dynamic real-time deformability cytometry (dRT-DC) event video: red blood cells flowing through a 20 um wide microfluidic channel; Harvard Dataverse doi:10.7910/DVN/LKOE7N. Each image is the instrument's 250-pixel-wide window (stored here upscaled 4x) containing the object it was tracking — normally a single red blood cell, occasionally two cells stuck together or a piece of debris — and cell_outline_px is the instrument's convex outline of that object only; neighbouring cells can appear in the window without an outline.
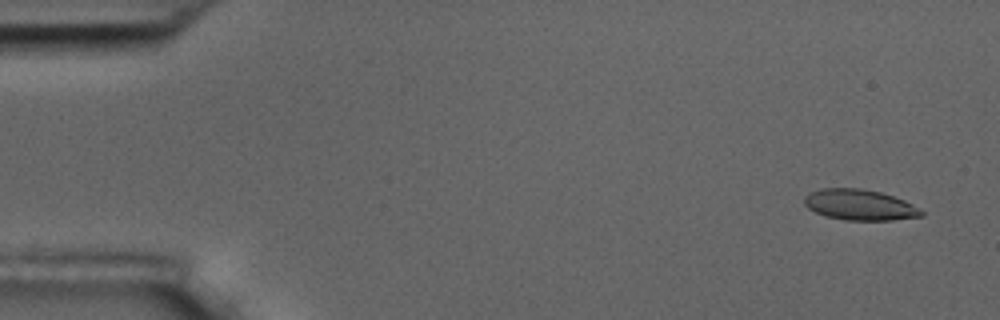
{"species": "common noctule bat (a hibernating species)", "species_latin": "Nyctalus noctula", "temperature_condition": "room temperature", "stored_images_in_passage": 5, "camera_frame_rate_fps": 3000, "um_per_image_px": 0.085, "animal": {"sex": "male", "body_mass_g": 17.5, "forearm_length_mm": 52.3}, "frame": {"image": 1, "passage_image": 1, "time_ms": 0.0, "image_size_px": [1000, 320], "cell_outline_px": [[924, 216], [892, 220], [844, 220], [824, 216], [808, 208], [804, 204], [804, 196], [812, 192], [824, 188], [860, 188], [880, 192], [904, 200], [912, 204], [924, 212]], "centroid_in_image_um": [73.07, 17.42], "position_along_channel_um": 11.9, "area_um2": 20.92}}
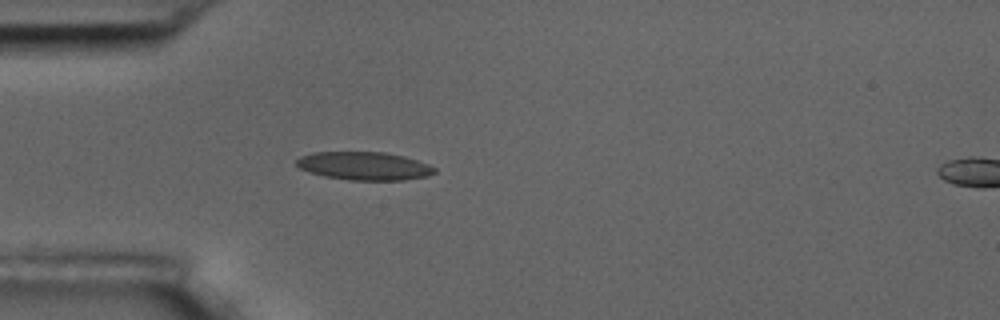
{"frame": {"image": 2, "passage_image": 4, "time_ms": 4.333, "image_size_px": [1000, 320], "cell_outline_px": [[436, 172], [428, 176], [404, 180], [348, 180], [324, 176], [300, 168], [296, 164], [296, 160], [300, 156], [312, 152], [384, 152], [404, 156], [428, 164], [436, 168]], "centroid_in_image_um": [30.97, 14.1], "position_along_channel_um": 54.0, "area_um2": 22.66}}